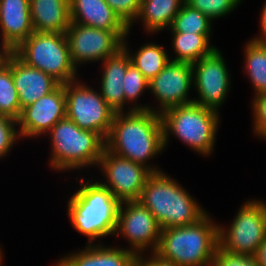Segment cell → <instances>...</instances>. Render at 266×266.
Listing matches in <instances>:
<instances>
[{
  "instance_id": "obj_24",
  "label": "cell",
  "mask_w": 266,
  "mask_h": 266,
  "mask_svg": "<svg viewBox=\"0 0 266 266\" xmlns=\"http://www.w3.org/2000/svg\"><path fill=\"white\" fill-rule=\"evenodd\" d=\"M124 39L123 48L129 53L131 63L150 81L156 77L170 62L171 58L163 46L148 43L140 47L135 54H130L127 42Z\"/></svg>"
},
{
  "instance_id": "obj_8",
  "label": "cell",
  "mask_w": 266,
  "mask_h": 266,
  "mask_svg": "<svg viewBox=\"0 0 266 266\" xmlns=\"http://www.w3.org/2000/svg\"><path fill=\"white\" fill-rule=\"evenodd\" d=\"M218 230L221 250L254 256L266 238V206L251 199L241 206L228 229L219 225Z\"/></svg>"
},
{
  "instance_id": "obj_2",
  "label": "cell",
  "mask_w": 266,
  "mask_h": 266,
  "mask_svg": "<svg viewBox=\"0 0 266 266\" xmlns=\"http://www.w3.org/2000/svg\"><path fill=\"white\" fill-rule=\"evenodd\" d=\"M139 201L154 215L161 230L194 224L207 213L162 170L149 175Z\"/></svg>"
},
{
  "instance_id": "obj_21",
  "label": "cell",
  "mask_w": 266,
  "mask_h": 266,
  "mask_svg": "<svg viewBox=\"0 0 266 266\" xmlns=\"http://www.w3.org/2000/svg\"><path fill=\"white\" fill-rule=\"evenodd\" d=\"M30 16L36 32L66 33L71 24L69 0H30Z\"/></svg>"
},
{
  "instance_id": "obj_37",
  "label": "cell",
  "mask_w": 266,
  "mask_h": 266,
  "mask_svg": "<svg viewBox=\"0 0 266 266\" xmlns=\"http://www.w3.org/2000/svg\"><path fill=\"white\" fill-rule=\"evenodd\" d=\"M260 30H261V34L260 36H255L254 40H258L260 41L265 35H266V2L264 4L262 13H261V17H260Z\"/></svg>"
},
{
  "instance_id": "obj_6",
  "label": "cell",
  "mask_w": 266,
  "mask_h": 266,
  "mask_svg": "<svg viewBox=\"0 0 266 266\" xmlns=\"http://www.w3.org/2000/svg\"><path fill=\"white\" fill-rule=\"evenodd\" d=\"M48 134L52 145L50 167L54 170L68 171L98 166L105 148V140L98 133L82 130L65 117Z\"/></svg>"
},
{
  "instance_id": "obj_14",
  "label": "cell",
  "mask_w": 266,
  "mask_h": 266,
  "mask_svg": "<svg viewBox=\"0 0 266 266\" xmlns=\"http://www.w3.org/2000/svg\"><path fill=\"white\" fill-rule=\"evenodd\" d=\"M66 117L65 84L21 110L17 125L20 137H37L47 134L61 119Z\"/></svg>"
},
{
  "instance_id": "obj_33",
  "label": "cell",
  "mask_w": 266,
  "mask_h": 266,
  "mask_svg": "<svg viewBox=\"0 0 266 266\" xmlns=\"http://www.w3.org/2000/svg\"><path fill=\"white\" fill-rule=\"evenodd\" d=\"M212 266H258L254 256L228 253L219 247L216 250Z\"/></svg>"
},
{
  "instance_id": "obj_20",
  "label": "cell",
  "mask_w": 266,
  "mask_h": 266,
  "mask_svg": "<svg viewBox=\"0 0 266 266\" xmlns=\"http://www.w3.org/2000/svg\"><path fill=\"white\" fill-rule=\"evenodd\" d=\"M54 266H134L137 254L129 248L105 247L99 243L89 245L79 253H69Z\"/></svg>"
},
{
  "instance_id": "obj_5",
  "label": "cell",
  "mask_w": 266,
  "mask_h": 266,
  "mask_svg": "<svg viewBox=\"0 0 266 266\" xmlns=\"http://www.w3.org/2000/svg\"><path fill=\"white\" fill-rule=\"evenodd\" d=\"M219 111L195 103L169 108L160 114L164 148L171 133L195 152L209 156L215 145Z\"/></svg>"
},
{
  "instance_id": "obj_18",
  "label": "cell",
  "mask_w": 266,
  "mask_h": 266,
  "mask_svg": "<svg viewBox=\"0 0 266 266\" xmlns=\"http://www.w3.org/2000/svg\"><path fill=\"white\" fill-rule=\"evenodd\" d=\"M69 5L71 23L112 32L130 31L105 0H69Z\"/></svg>"
},
{
  "instance_id": "obj_16",
  "label": "cell",
  "mask_w": 266,
  "mask_h": 266,
  "mask_svg": "<svg viewBox=\"0 0 266 266\" xmlns=\"http://www.w3.org/2000/svg\"><path fill=\"white\" fill-rule=\"evenodd\" d=\"M12 76L21 109L51 93L60 85L47 73L27 65L15 53L12 54Z\"/></svg>"
},
{
  "instance_id": "obj_40",
  "label": "cell",
  "mask_w": 266,
  "mask_h": 266,
  "mask_svg": "<svg viewBox=\"0 0 266 266\" xmlns=\"http://www.w3.org/2000/svg\"><path fill=\"white\" fill-rule=\"evenodd\" d=\"M261 204H263L264 206H266V203L263 201L262 202V200H258Z\"/></svg>"
},
{
  "instance_id": "obj_32",
  "label": "cell",
  "mask_w": 266,
  "mask_h": 266,
  "mask_svg": "<svg viewBox=\"0 0 266 266\" xmlns=\"http://www.w3.org/2000/svg\"><path fill=\"white\" fill-rule=\"evenodd\" d=\"M254 133L266 140V93L258 94L252 100Z\"/></svg>"
},
{
  "instance_id": "obj_27",
  "label": "cell",
  "mask_w": 266,
  "mask_h": 266,
  "mask_svg": "<svg viewBox=\"0 0 266 266\" xmlns=\"http://www.w3.org/2000/svg\"><path fill=\"white\" fill-rule=\"evenodd\" d=\"M212 20L199 10L184 3L170 26L171 32L210 34Z\"/></svg>"
},
{
  "instance_id": "obj_22",
  "label": "cell",
  "mask_w": 266,
  "mask_h": 266,
  "mask_svg": "<svg viewBox=\"0 0 266 266\" xmlns=\"http://www.w3.org/2000/svg\"><path fill=\"white\" fill-rule=\"evenodd\" d=\"M185 0H141L136 19L142 20L147 32L156 33L170 28L173 19L182 8Z\"/></svg>"
},
{
  "instance_id": "obj_15",
  "label": "cell",
  "mask_w": 266,
  "mask_h": 266,
  "mask_svg": "<svg viewBox=\"0 0 266 266\" xmlns=\"http://www.w3.org/2000/svg\"><path fill=\"white\" fill-rule=\"evenodd\" d=\"M192 84V64L170 60L165 68L149 81V90L161 107L155 112L161 114L169 108L193 103L192 98H188Z\"/></svg>"
},
{
  "instance_id": "obj_4",
  "label": "cell",
  "mask_w": 266,
  "mask_h": 266,
  "mask_svg": "<svg viewBox=\"0 0 266 266\" xmlns=\"http://www.w3.org/2000/svg\"><path fill=\"white\" fill-rule=\"evenodd\" d=\"M219 225L206 213L196 223L161 230L157 251L179 266H212Z\"/></svg>"
},
{
  "instance_id": "obj_35",
  "label": "cell",
  "mask_w": 266,
  "mask_h": 266,
  "mask_svg": "<svg viewBox=\"0 0 266 266\" xmlns=\"http://www.w3.org/2000/svg\"><path fill=\"white\" fill-rule=\"evenodd\" d=\"M1 51H0V69L3 68L6 64H8V61L11 57V55L14 53V50L6 43H1Z\"/></svg>"
},
{
  "instance_id": "obj_39",
  "label": "cell",
  "mask_w": 266,
  "mask_h": 266,
  "mask_svg": "<svg viewBox=\"0 0 266 266\" xmlns=\"http://www.w3.org/2000/svg\"><path fill=\"white\" fill-rule=\"evenodd\" d=\"M2 257H3V255L1 254V255H0V266H2V265H1V263H2V259H3Z\"/></svg>"
},
{
  "instance_id": "obj_13",
  "label": "cell",
  "mask_w": 266,
  "mask_h": 266,
  "mask_svg": "<svg viewBox=\"0 0 266 266\" xmlns=\"http://www.w3.org/2000/svg\"><path fill=\"white\" fill-rule=\"evenodd\" d=\"M193 86L199 99L193 98V103L218 111L230 90V75L224 58L215 49L210 55L205 56L192 64Z\"/></svg>"
},
{
  "instance_id": "obj_11",
  "label": "cell",
  "mask_w": 266,
  "mask_h": 266,
  "mask_svg": "<svg viewBox=\"0 0 266 266\" xmlns=\"http://www.w3.org/2000/svg\"><path fill=\"white\" fill-rule=\"evenodd\" d=\"M99 166L107 180L100 183L107 187L120 203L139 200L142 189L152 173L143 165L113 154L106 148L102 152Z\"/></svg>"
},
{
  "instance_id": "obj_23",
  "label": "cell",
  "mask_w": 266,
  "mask_h": 266,
  "mask_svg": "<svg viewBox=\"0 0 266 266\" xmlns=\"http://www.w3.org/2000/svg\"><path fill=\"white\" fill-rule=\"evenodd\" d=\"M172 33V47L177 55L172 61L196 63L201 58L210 55L215 49V46H210V34Z\"/></svg>"
},
{
  "instance_id": "obj_28",
  "label": "cell",
  "mask_w": 266,
  "mask_h": 266,
  "mask_svg": "<svg viewBox=\"0 0 266 266\" xmlns=\"http://www.w3.org/2000/svg\"><path fill=\"white\" fill-rule=\"evenodd\" d=\"M241 0H185V3L205 14L209 19L227 16Z\"/></svg>"
},
{
  "instance_id": "obj_17",
  "label": "cell",
  "mask_w": 266,
  "mask_h": 266,
  "mask_svg": "<svg viewBox=\"0 0 266 266\" xmlns=\"http://www.w3.org/2000/svg\"><path fill=\"white\" fill-rule=\"evenodd\" d=\"M2 42L15 50L33 32L30 0H0Z\"/></svg>"
},
{
  "instance_id": "obj_36",
  "label": "cell",
  "mask_w": 266,
  "mask_h": 266,
  "mask_svg": "<svg viewBox=\"0 0 266 266\" xmlns=\"http://www.w3.org/2000/svg\"><path fill=\"white\" fill-rule=\"evenodd\" d=\"M254 258L258 266H266V238L259 245Z\"/></svg>"
},
{
  "instance_id": "obj_7",
  "label": "cell",
  "mask_w": 266,
  "mask_h": 266,
  "mask_svg": "<svg viewBox=\"0 0 266 266\" xmlns=\"http://www.w3.org/2000/svg\"><path fill=\"white\" fill-rule=\"evenodd\" d=\"M14 53L27 65L39 69L60 84L77 80L65 33L34 31Z\"/></svg>"
},
{
  "instance_id": "obj_1",
  "label": "cell",
  "mask_w": 266,
  "mask_h": 266,
  "mask_svg": "<svg viewBox=\"0 0 266 266\" xmlns=\"http://www.w3.org/2000/svg\"><path fill=\"white\" fill-rule=\"evenodd\" d=\"M134 105L129 111L114 115L105 148L120 157L141 164L151 172H159L147 161L163 151V128L160 114L147 105Z\"/></svg>"
},
{
  "instance_id": "obj_25",
  "label": "cell",
  "mask_w": 266,
  "mask_h": 266,
  "mask_svg": "<svg viewBox=\"0 0 266 266\" xmlns=\"http://www.w3.org/2000/svg\"><path fill=\"white\" fill-rule=\"evenodd\" d=\"M244 49L245 70L254 87V94L266 93V47L252 38Z\"/></svg>"
},
{
  "instance_id": "obj_31",
  "label": "cell",
  "mask_w": 266,
  "mask_h": 266,
  "mask_svg": "<svg viewBox=\"0 0 266 266\" xmlns=\"http://www.w3.org/2000/svg\"><path fill=\"white\" fill-rule=\"evenodd\" d=\"M121 20L131 29L140 11L141 0H105Z\"/></svg>"
},
{
  "instance_id": "obj_12",
  "label": "cell",
  "mask_w": 266,
  "mask_h": 266,
  "mask_svg": "<svg viewBox=\"0 0 266 266\" xmlns=\"http://www.w3.org/2000/svg\"><path fill=\"white\" fill-rule=\"evenodd\" d=\"M114 235L127 238L130 250L142 254L148 247L150 251L157 250L161 228L154 215L139 200L128 201L120 203Z\"/></svg>"
},
{
  "instance_id": "obj_19",
  "label": "cell",
  "mask_w": 266,
  "mask_h": 266,
  "mask_svg": "<svg viewBox=\"0 0 266 266\" xmlns=\"http://www.w3.org/2000/svg\"><path fill=\"white\" fill-rule=\"evenodd\" d=\"M100 93L106 103L116 112H124V77L131 64L129 53L121 48L116 54L103 60Z\"/></svg>"
},
{
  "instance_id": "obj_9",
  "label": "cell",
  "mask_w": 266,
  "mask_h": 266,
  "mask_svg": "<svg viewBox=\"0 0 266 266\" xmlns=\"http://www.w3.org/2000/svg\"><path fill=\"white\" fill-rule=\"evenodd\" d=\"M66 117L80 129L98 133L106 140L116 112L101 93L75 80L65 84Z\"/></svg>"
},
{
  "instance_id": "obj_34",
  "label": "cell",
  "mask_w": 266,
  "mask_h": 266,
  "mask_svg": "<svg viewBox=\"0 0 266 266\" xmlns=\"http://www.w3.org/2000/svg\"><path fill=\"white\" fill-rule=\"evenodd\" d=\"M151 257L145 259L143 254H137L134 266H179L173 259L167 258L160 254L157 250L151 251Z\"/></svg>"
},
{
  "instance_id": "obj_38",
  "label": "cell",
  "mask_w": 266,
  "mask_h": 266,
  "mask_svg": "<svg viewBox=\"0 0 266 266\" xmlns=\"http://www.w3.org/2000/svg\"><path fill=\"white\" fill-rule=\"evenodd\" d=\"M260 41L266 47V35Z\"/></svg>"
},
{
  "instance_id": "obj_26",
  "label": "cell",
  "mask_w": 266,
  "mask_h": 266,
  "mask_svg": "<svg viewBox=\"0 0 266 266\" xmlns=\"http://www.w3.org/2000/svg\"><path fill=\"white\" fill-rule=\"evenodd\" d=\"M18 93L12 76V55L3 68L0 69V115L18 120L21 114Z\"/></svg>"
},
{
  "instance_id": "obj_29",
  "label": "cell",
  "mask_w": 266,
  "mask_h": 266,
  "mask_svg": "<svg viewBox=\"0 0 266 266\" xmlns=\"http://www.w3.org/2000/svg\"><path fill=\"white\" fill-rule=\"evenodd\" d=\"M124 94H125V104L126 102H133L137 100L143 92L149 89V81L144 77V75L131 63L124 77Z\"/></svg>"
},
{
  "instance_id": "obj_30",
  "label": "cell",
  "mask_w": 266,
  "mask_h": 266,
  "mask_svg": "<svg viewBox=\"0 0 266 266\" xmlns=\"http://www.w3.org/2000/svg\"><path fill=\"white\" fill-rule=\"evenodd\" d=\"M17 121L5 115H0V159L12 149L14 142L20 138Z\"/></svg>"
},
{
  "instance_id": "obj_3",
  "label": "cell",
  "mask_w": 266,
  "mask_h": 266,
  "mask_svg": "<svg viewBox=\"0 0 266 266\" xmlns=\"http://www.w3.org/2000/svg\"><path fill=\"white\" fill-rule=\"evenodd\" d=\"M81 181V187L68 200L67 214L75 230L87 236L92 245L96 238L114 235L120 202L99 181Z\"/></svg>"
},
{
  "instance_id": "obj_10",
  "label": "cell",
  "mask_w": 266,
  "mask_h": 266,
  "mask_svg": "<svg viewBox=\"0 0 266 266\" xmlns=\"http://www.w3.org/2000/svg\"><path fill=\"white\" fill-rule=\"evenodd\" d=\"M129 33L71 23L65 34L74 66L77 68L78 64L103 62L123 48V41Z\"/></svg>"
}]
</instances>
